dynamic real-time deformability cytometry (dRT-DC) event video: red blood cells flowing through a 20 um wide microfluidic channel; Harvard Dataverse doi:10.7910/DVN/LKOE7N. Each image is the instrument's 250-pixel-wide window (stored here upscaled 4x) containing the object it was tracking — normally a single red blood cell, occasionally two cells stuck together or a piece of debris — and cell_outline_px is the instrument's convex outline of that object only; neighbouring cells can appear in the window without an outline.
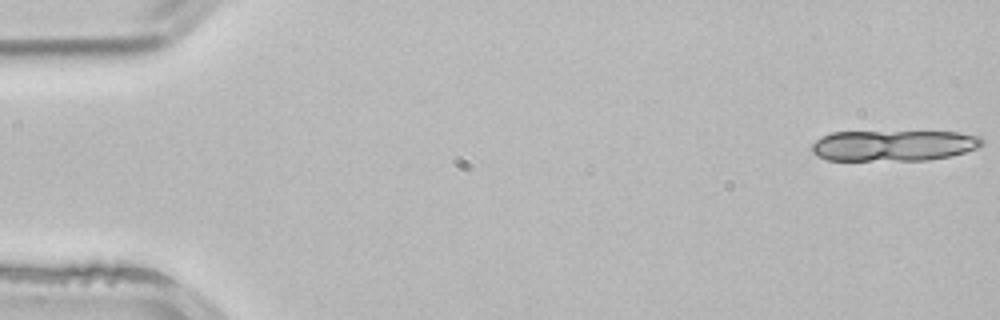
{"species": "common noctule bat (a hibernating species)", "species_latin": "Nyctalus noctula", "temperature_condition": "room temperature", "stored_images_in_passage": 11, "camera_frame_rate_fps": 3000, "um_per_image_px": 0.085, "animal": {"sex": "male", "body_mass_g": 21.5, "forearm_length_mm": 52.0}, "frame": {"image": 1, "passage_image": 1, "time_ms": 0.0, "image_size_px": [1000, 320], "cell_outline_px": [[984, 144], [980, 148], [948, 156], [928, 160], [828, 160], [816, 156], [812, 152], [812, 144], [820, 136], [832, 132], [956, 132], [980, 136], [984, 140]], "centroid_in_image_um": [75.96, 12.37], "position_along_channel_um": 9.0, "area_um2": 30.75}}